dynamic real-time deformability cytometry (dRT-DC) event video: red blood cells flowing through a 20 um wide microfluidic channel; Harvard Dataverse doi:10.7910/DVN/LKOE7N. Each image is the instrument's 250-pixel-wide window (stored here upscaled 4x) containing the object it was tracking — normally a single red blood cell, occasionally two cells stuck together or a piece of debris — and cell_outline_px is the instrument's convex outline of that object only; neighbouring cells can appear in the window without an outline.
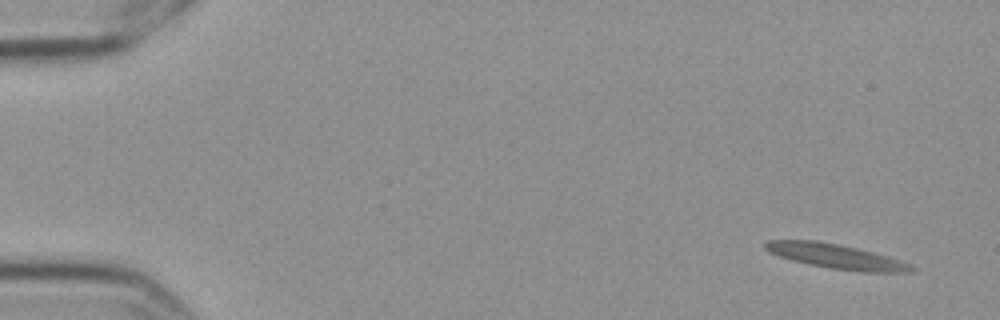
{"species": "Egyptian fruit bat (a non-hibernating species)", "species_latin": "Rousettus aegyptiacus", "temperature_condition": "cold", "stored_images_in_passage": 5, "segment_of_instrument_passage": [1, 2], "camera_frame_rate_fps": 3000, "um_per_image_px": 0.085, "frame": {"image": 1, "passage_image": 1, "time_ms": 0.0, "image_size_px": [1000, 320], "cell_outline_px": [[916, 268], [912, 272], [864, 272], [832, 268], [808, 264], [792, 260], [768, 252], [764, 248], [764, 244], [768, 240], [816, 240], [840, 244], [872, 252], [900, 260]], "centroid_in_image_um": [71.03, 21.78], "position_along_channel_um": 14.0, "area_um2": 20.75}}
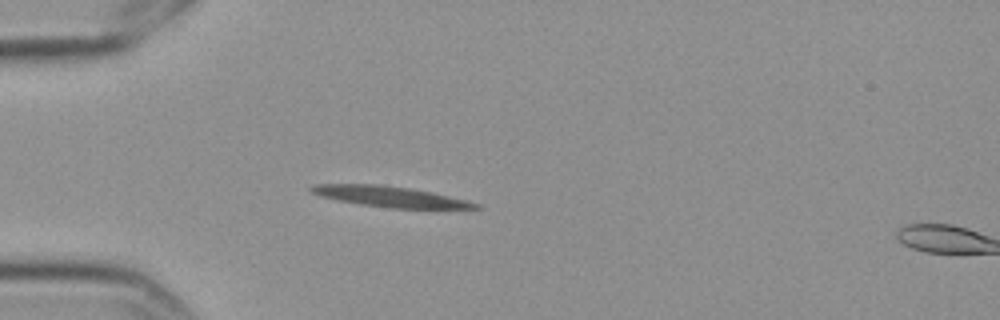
{"frame": {"image": 2, "passage_image": 4, "time_ms": 1.0, "image_size_px": [1000, 320], "cell_outline_px": [[484, 208], [392, 208], [360, 204], [320, 196], [312, 192], [308, 188], [312, 184], [380, 184], [408, 188], [432, 192], [468, 200], [480, 204]], "centroid_in_image_um": [33.16, 16.7], "position_along_channel_um": 51.8, "area_um2": 19.59}}